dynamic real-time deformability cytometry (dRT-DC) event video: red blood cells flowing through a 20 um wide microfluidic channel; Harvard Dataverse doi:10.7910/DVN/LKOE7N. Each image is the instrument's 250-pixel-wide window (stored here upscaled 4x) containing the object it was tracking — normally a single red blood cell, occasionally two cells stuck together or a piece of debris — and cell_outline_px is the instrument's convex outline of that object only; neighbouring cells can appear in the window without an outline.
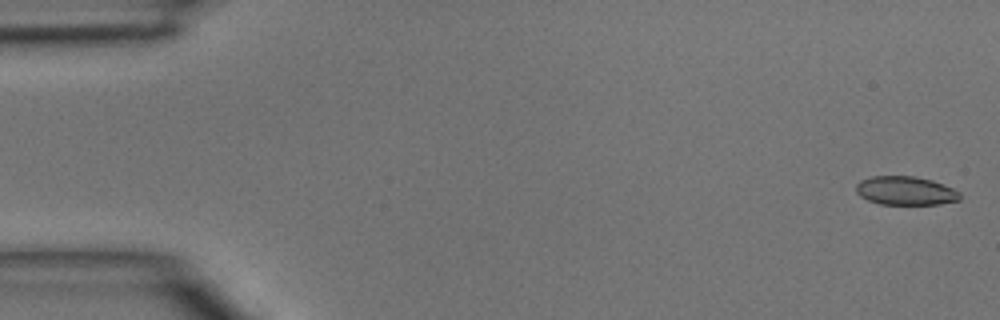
{"species": "common noctule bat (a hibernating species)", "species_latin": "Nyctalus noctula", "temperature_condition": "room temperature", "stored_images_in_passage": 46, "camera_frame_rate_fps": 3000, "um_per_image_px": 0.085, "animal": {"sex": "male", "body_mass_g": 15.6}, "frame": {"image": 1, "passage_image": 1, "time_ms": 0.0, "image_size_px": [1000, 320], "cell_outline_px": [[960, 200], [940, 204], [880, 204], [868, 200], [860, 196], [856, 192], [856, 184], [860, 180], [872, 176], [912, 176], [932, 180], [952, 188], [960, 192]], "centroid_in_image_um": [76.96, 16.21], "position_along_channel_um": 8.0, "area_um2": 17.34}}
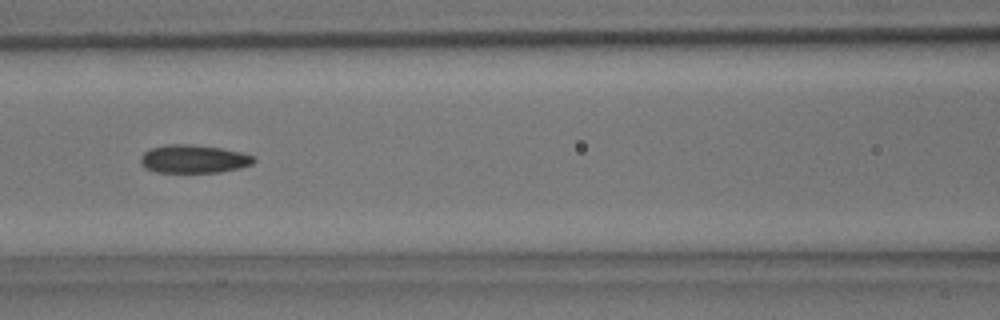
{"frame": {"image": 2, "passage_image": 20, "time_ms": 6.333, "image_size_px": [1000, 320], "cell_outline_px": [[256, 160], [252, 164], [240, 168], [220, 172], [156, 172], [144, 168], [140, 160], [140, 156], [144, 152], [152, 148], [164, 144], [192, 144], [220, 148], [244, 152], [252, 156]], "centroid_in_image_um": [16.45, 13.51], "position_along_channel_um": 150.1, "area_um2": 18.73}}
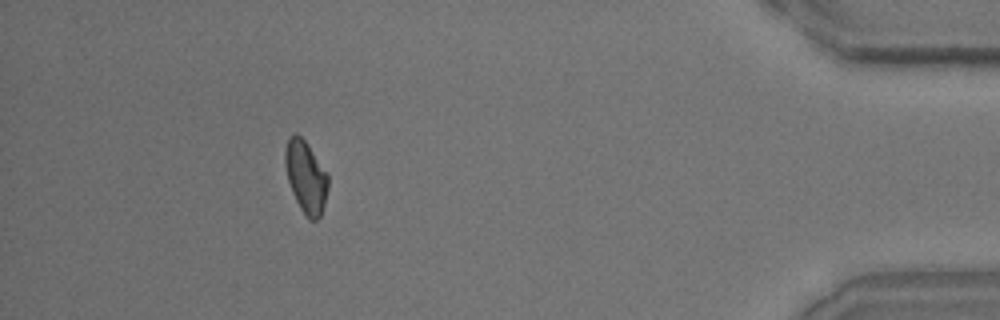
{"frame": {"image": 3, "passage_image": 42, "time_ms": 13.667, "image_size_px": [1000, 320], "cell_outline_px": [[328, 188], [324, 204], [320, 216], [316, 220], [308, 220], [300, 208], [292, 192], [288, 180], [284, 160], [284, 152], [288, 136], [292, 132], [296, 132], [304, 140], [328, 172]], "centroid_in_image_um": [25.99, 15.0], "position_along_channel_um": 409.2, "area_um2": 18.21}}